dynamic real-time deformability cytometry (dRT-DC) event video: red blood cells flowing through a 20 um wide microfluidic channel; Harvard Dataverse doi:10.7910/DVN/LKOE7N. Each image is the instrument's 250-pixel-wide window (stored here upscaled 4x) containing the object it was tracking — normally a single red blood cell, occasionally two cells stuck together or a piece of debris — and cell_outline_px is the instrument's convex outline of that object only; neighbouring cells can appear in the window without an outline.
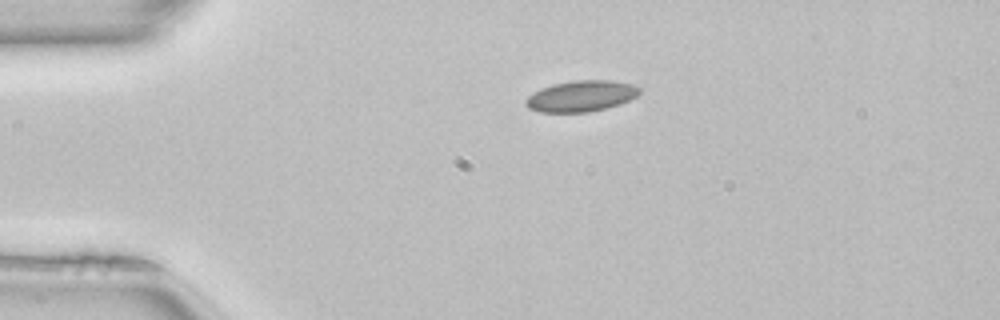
{"species": "common noctule bat (a hibernating species)", "species_latin": "Nyctalus noctula", "temperature_condition": "room temperature", "stored_images_in_passage": 40, "camera_frame_rate_fps": 3000, "um_per_image_px": 0.085, "animal": {"sex": "female", "body_mass_g": 22.7, "forearm_length_mm": 54.2}, "frame": {"image": 1, "passage_image": 1, "time_ms": 0.0, "image_size_px": [1000, 320], "cell_outline_px": [[640, 92], [636, 96], [620, 104], [608, 108], [588, 112], [540, 112], [528, 108], [524, 104], [524, 100], [528, 96], [540, 88], [552, 84], [576, 80], [608, 80], [632, 84], [640, 88]], "centroid_in_image_um": [49.37, 8.17], "position_along_channel_um": 35.6, "area_um2": 20.63}, "authors_computed_cell_mechanics": {"area_um2": 19.2474, "velocity_mm_per_s": 4.0647, "shape_relaxation_time_tau1_ms": 5.0607, "shape_relaxation_time_tau2_ms": 0.7576, "deformation_change_tau1": 0.0947, "deformation_change_tau2": 0.0458}}